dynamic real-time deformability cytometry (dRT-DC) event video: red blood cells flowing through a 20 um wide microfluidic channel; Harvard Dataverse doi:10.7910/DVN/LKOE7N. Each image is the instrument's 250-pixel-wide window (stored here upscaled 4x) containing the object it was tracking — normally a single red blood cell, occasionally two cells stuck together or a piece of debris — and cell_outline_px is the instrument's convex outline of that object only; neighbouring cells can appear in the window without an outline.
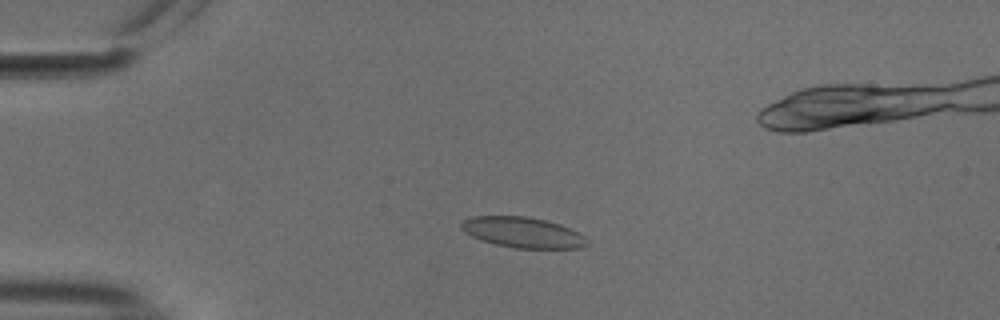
{"species": "common noctule bat (a hibernating species)", "species_latin": "Nyctalus noctula", "temperature_condition": "cold", "stored_images_in_passage": 48, "camera_frame_rate_fps": 3000, "um_per_image_px": 0.085, "animal": {"sex": "male", "body_mass_g": 18.8}, "frame": {"image": 1, "passage_image": 6, "time_ms": 1.667, "image_size_px": [1000, 320], "cell_outline_px": [[588, 244], [580, 248], [516, 248], [496, 244], [480, 240], [472, 236], [460, 228], [460, 224], [464, 220], [472, 216], [528, 216], [560, 224], [584, 236], [588, 240]], "centroid_in_image_um": [44.42, 19.75], "position_along_channel_um": 40.6, "area_um2": 22.25}}
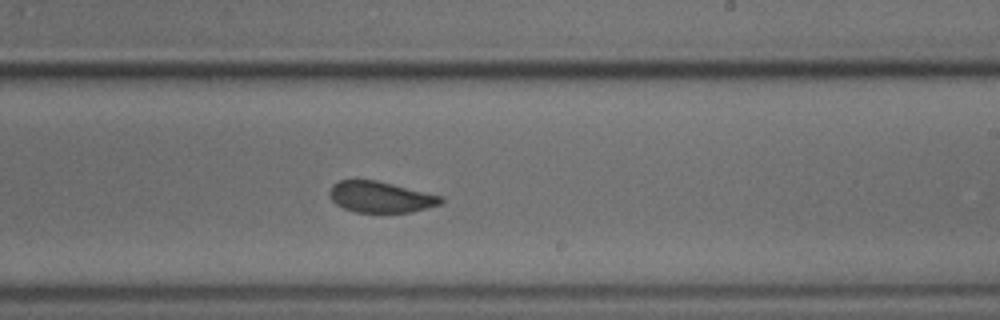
{"frame": {"image": 2, "passage_image": 26, "time_ms": 8.333, "image_size_px": [1000, 320], "cell_outline_px": [[444, 200], [440, 204], [412, 212], [356, 212], [344, 208], [336, 204], [332, 200], [328, 192], [332, 184], [340, 180], [376, 180], [444, 196]], "centroid_in_image_um": [32.35, 16.74], "position_along_channel_um": 256.6, "area_um2": 20.17}}
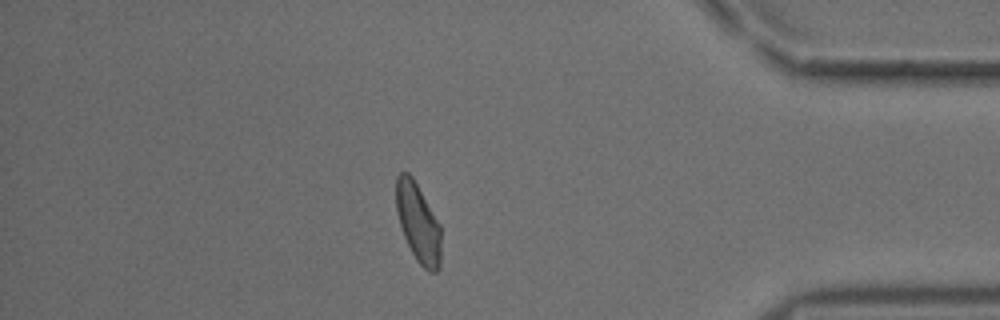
{"frame": {"image": 3, "passage_image": 40, "time_ms": 13.0, "image_size_px": [1000, 320], "cell_outline_px": [[440, 268], [436, 272], [428, 272], [416, 260], [404, 236], [396, 212], [396, 176], [400, 172], [408, 172], [412, 176], [440, 224]], "centroid_in_image_um": [35.53, 18.93], "position_along_channel_um": 399.7, "area_um2": 20.58}, "authors_computed_cell_mechanics": {"area_um2": 21.1548, "velocity_mm_per_s": 3.7212, "shape_relaxation_time_tau1_ms": 7.7104, "shape_relaxation_time_tau2_ms": 1.3443, "deformation_change_tau1": 0.1308, "deformation_change_tau2": 0.0609}}